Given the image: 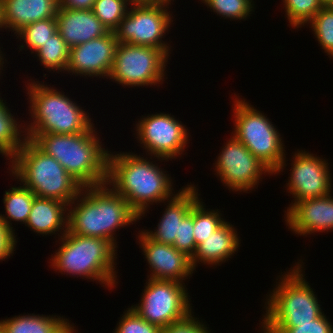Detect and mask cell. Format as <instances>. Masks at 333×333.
<instances>
[{"label": "cell", "instance_id": "cell-1", "mask_svg": "<svg viewBox=\"0 0 333 333\" xmlns=\"http://www.w3.org/2000/svg\"><path fill=\"white\" fill-rule=\"evenodd\" d=\"M107 186L106 183L82 187L75 199L78 203L68 209L67 231L75 235L109 240L116 246L113 236L115 229L133 224L140 216L124 197Z\"/></svg>", "mask_w": 333, "mask_h": 333}, {"label": "cell", "instance_id": "cell-2", "mask_svg": "<svg viewBox=\"0 0 333 333\" xmlns=\"http://www.w3.org/2000/svg\"><path fill=\"white\" fill-rule=\"evenodd\" d=\"M92 127L75 134L26 135L45 154L56 159L82 187L106 184L108 150Z\"/></svg>", "mask_w": 333, "mask_h": 333}, {"label": "cell", "instance_id": "cell-3", "mask_svg": "<svg viewBox=\"0 0 333 333\" xmlns=\"http://www.w3.org/2000/svg\"><path fill=\"white\" fill-rule=\"evenodd\" d=\"M169 175L144 157L130 153L108 154L107 185L126 199L140 216L153 202L172 198ZM112 183V184H111Z\"/></svg>", "mask_w": 333, "mask_h": 333}, {"label": "cell", "instance_id": "cell-4", "mask_svg": "<svg viewBox=\"0 0 333 333\" xmlns=\"http://www.w3.org/2000/svg\"><path fill=\"white\" fill-rule=\"evenodd\" d=\"M11 171L36 197L55 199L72 207L82 186L52 156L45 154L31 140L11 158Z\"/></svg>", "mask_w": 333, "mask_h": 333}, {"label": "cell", "instance_id": "cell-5", "mask_svg": "<svg viewBox=\"0 0 333 333\" xmlns=\"http://www.w3.org/2000/svg\"><path fill=\"white\" fill-rule=\"evenodd\" d=\"M51 265L61 273L97 280L108 287L116 285L115 246L111 241L66 232ZM115 284V285H114Z\"/></svg>", "mask_w": 333, "mask_h": 333}, {"label": "cell", "instance_id": "cell-6", "mask_svg": "<svg viewBox=\"0 0 333 333\" xmlns=\"http://www.w3.org/2000/svg\"><path fill=\"white\" fill-rule=\"evenodd\" d=\"M30 113L33 122L23 135L75 134L89 131L93 126L89 115L67 96L39 81L28 87Z\"/></svg>", "mask_w": 333, "mask_h": 333}, {"label": "cell", "instance_id": "cell-7", "mask_svg": "<svg viewBox=\"0 0 333 333\" xmlns=\"http://www.w3.org/2000/svg\"><path fill=\"white\" fill-rule=\"evenodd\" d=\"M302 265L285 273L267 300L262 328H292L311 323L323 312L317 296L303 278ZM301 269V270H300ZM264 324V325H263Z\"/></svg>", "mask_w": 333, "mask_h": 333}, {"label": "cell", "instance_id": "cell-8", "mask_svg": "<svg viewBox=\"0 0 333 333\" xmlns=\"http://www.w3.org/2000/svg\"><path fill=\"white\" fill-rule=\"evenodd\" d=\"M238 99V100H237ZM234 100L235 131L232 136L239 140L271 172L283 171L285 149L281 135L272 122L246 100Z\"/></svg>", "mask_w": 333, "mask_h": 333}, {"label": "cell", "instance_id": "cell-9", "mask_svg": "<svg viewBox=\"0 0 333 333\" xmlns=\"http://www.w3.org/2000/svg\"><path fill=\"white\" fill-rule=\"evenodd\" d=\"M168 56L154 47L118 43L109 77L124 86L160 84Z\"/></svg>", "mask_w": 333, "mask_h": 333}, {"label": "cell", "instance_id": "cell-10", "mask_svg": "<svg viewBox=\"0 0 333 333\" xmlns=\"http://www.w3.org/2000/svg\"><path fill=\"white\" fill-rule=\"evenodd\" d=\"M167 6L163 3H131L133 8L113 31L117 42L154 47L168 55L169 46L161 40L173 21Z\"/></svg>", "mask_w": 333, "mask_h": 333}, {"label": "cell", "instance_id": "cell-11", "mask_svg": "<svg viewBox=\"0 0 333 333\" xmlns=\"http://www.w3.org/2000/svg\"><path fill=\"white\" fill-rule=\"evenodd\" d=\"M178 281L148 279L140 305L131 306L145 321L160 329L191 313L187 288ZM189 299V300H188Z\"/></svg>", "mask_w": 333, "mask_h": 333}, {"label": "cell", "instance_id": "cell-12", "mask_svg": "<svg viewBox=\"0 0 333 333\" xmlns=\"http://www.w3.org/2000/svg\"><path fill=\"white\" fill-rule=\"evenodd\" d=\"M215 163V171L220 180L230 190H252L259 182L262 174L272 172L239 140L231 137Z\"/></svg>", "mask_w": 333, "mask_h": 333}, {"label": "cell", "instance_id": "cell-13", "mask_svg": "<svg viewBox=\"0 0 333 333\" xmlns=\"http://www.w3.org/2000/svg\"><path fill=\"white\" fill-rule=\"evenodd\" d=\"M136 131L143 148L150 152L148 154L161 160L181 155L189 137L181 121L179 123L174 116L164 113L142 117Z\"/></svg>", "mask_w": 333, "mask_h": 333}, {"label": "cell", "instance_id": "cell-14", "mask_svg": "<svg viewBox=\"0 0 333 333\" xmlns=\"http://www.w3.org/2000/svg\"><path fill=\"white\" fill-rule=\"evenodd\" d=\"M289 193L294 195L295 202L309 198L323 197L331 192V179L328 163L320 157L298 151L294 154Z\"/></svg>", "mask_w": 333, "mask_h": 333}, {"label": "cell", "instance_id": "cell-15", "mask_svg": "<svg viewBox=\"0 0 333 333\" xmlns=\"http://www.w3.org/2000/svg\"><path fill=\"white\" fill-rule=\"evenodd\" d=\"M118 42L113 31L70 48L65 71L84 76H109Z\"/></svg>", "mask_w": 333, "mask_h": 333}, {"label": "cell", "instance_id": "cell-16", "mask_svg": "<svg viewBox=\"0 0 333 333\" xmlns=\"http://www.w3.org/2000/svg\"><path fill=\"white\" fill-rule=\"evenodd\" d=\"M139 243L145 258L151 266V279L173 280L182 283L185 277L193 273L191 257L172 245L159 243L151 239L145 231L139 233Z\"/></svg>", "mask_w": 333, "mask_h": 333}, {"label": "cell", "instance_id": "cell-17", "mask_svg": "<svg viewBox=\"0 0 333 333\" xmlns=\"http://www.w3.org/2000/svg\"><path fill=\"white\" fill-rule=\"evenodd\" d=\"M287 226L295 234L333 230V198L331 194L292 202L286 213Z\"/></svg>", "mask_w": 333, "mask_h": 333}, {"label": "cell", "instance_id": "cell-18", "mask_svg": "<svg viewBox=\"0 0 333 333\" xmlns=\"http://www.w3.org/2000/svg\"><path fill=\"white\" fill-rule=\"evenodd\" d=\"M57 31L71 48L109 32L92 10L58 8Z\"/></svg>", "mask_w": 333, "mask_h": 333}, {"label": "cell", "instance_id": "cell-19", "mask_svg": "<svg viewBox=\"0 0 333 333\" xmlns=\"http://www.w3.org/2000/svg\"><path fill=\"white\" fill-rule=\"evenodd\" d=\"M199 200L198 192L194 185H187L174 195L157 225L155 232L145 231L154 241L167 245H174L179 240L180 221L191 211L192 206Z\"/></svg>", "mask_w": 333, "mask_h": 333}, {"label": "cell", "instance_id": "cell-20", "mask_svg": "<svg viewBox=\"0 0 333 333\" xmlns=\"http://www.w3.org/2000/svg\"><path fill=\"white\" fill-rule=\"evenodd\" d=\"M237 232L229 222H224L213 234L197 245L196 251L191 257L193 269L199 262L210 265L229 260L239 247Z\"/></svg>", "mask_w": 333, "mask_h": 333}, {"label": "cell", "instance_id": "cell-21", "mask_svg": "<svg viewBox=\"0 0 333 333\" xmlns=\"http://www.w3.org/2000/svg\"><path fill=\"white\" fill-rule=\"evenodd\" d=\"M5 29L16 34L24 26L48 18H56L58 0H2Z\"/></svg>", "mask_w": 333, "mask_h": 333}, {"label": "cell", "instance_id": "cell-22", "mask_svg": "<svg viewBox=\"0 0 333 333\" xmlns=\"http://www.w3.org/2000/svg\"><path fill=\"white\" fill-rule=\"evenodd\" d=\"M67 206L55 199L35 197L25 226L43 235L54 234L61 229L63 236L67 232L68 216H64Z\"/></svg>", "mask_w": 333, "mask_h": 333}, {"label": "cell", "instance_id": "cell-23", "mask_svg": "<svg viewBox=\"0 0 333 333\" xmlns=\"http://www.w3.org/2000/svg\"><path fill=\"white\" fill-rule=\"evenodd\" d=\"M67 321L62 317L28 314L0 322L5 333H57Z\"/></svg>", "mask_w": 333, "mask_h": 333}, {"label": "cell", "instance_id": "cell-24", "mask_svg": "<svg viewBox=\"0 0 333 333\" xmlns=\"http://www.w3.org/2000/svg\"><path fill=\"white\" fill-rule=\"evenodd\" d=\"M9 190L5 192L3 199L7 217L0 214V219L14 233L13 227L10 225L11 220L26 224L36 195L23 185L12 187ZM8 218L10 221L7 220Z\"/></svg>", "mask_w": 333, "mask_h": 333}, {"label": "cell", "instance_id": "cell-25", "mask_svg": "<svg viewBox=\"0 0 333 333\" xmlns=\"http://www.w3.org/2000/svg\"><path fill=\"white\" fill-rule=\"evenodd\" d=\"M0 98V153L9 159L24 145L27 137L21 140L20 125ZM18 126V127H17ZM20 132V133H19ZM20 136V137H19Z\"/></svg>", "mask_w": 333, "mask_h": 333}, {"label": "cell", "instance_id": "cell-26", "mask_svg": "<svg viewBox=\"0 0 333 333\" xmlns=\"http://www.w3.org/2000/svg\"><path fill=\"white\" fill-rule=\"evenodd\" d=\"M70 47L57 31L50 39L40 47L36 54L44 68L50 70H66L69 61Z\"/></svg>", "mask_w": 333, "mask_h": 333}, {"label": "cell", "instance_id": "cell-27", "mask_svg": "<svg viewBox=\"0 0 333 333\" xmlns=\"http://www.w3.org/2000/svg\"><path fill=\"white\" fill-rule=\"evenodd\" d=\"M56 32V18H48L24 26L16 33V36L18 34L17 37L20 36V38L26 43L27 47H30L32 53H34L33 50L36 52Z\"/></svg>", "mask_w": 333, "mask_h": 333}, {"label": "cell", "instance_id": "cell-28", "mask_svg": "<svg viewBox=\"0 0 333 333\" xmlns=\"http://www.w3.org/2000/svg\"><path fill=\"white\" fill-rule=\"evenodd\" d=\"M127 2L133 3L131 0H95L92 12L109 31H114L128 12Z\"/></svg>", "mask_w": 333, "mask_h": 333}, {"label": "cell", "instance_id": "cell-29", "mask_svg": "<svg viewBox=\"0 0 333 333\" xmlns=\"http://www.w3.org/2000/svg\"><path fill=\"white\" fill-rule=\"evenodd\" d=\"M202 201L194 204V228L193 234L196 246L208 238L210 234L220 227L225 221L219 215V211H206Z\"/></svg>", "mask_w": 333, "mask_h": 333}, {"label": "cell", "instance_id": "cell-30", "mask_svg": "<svg viewBox=\"0 0 333 333\" xmlns=\"http://www.w3.org/2000/svg\"><path fill=\"white\" fill-rule=\"evenodd\" d=\"M308 23L324 52L333 57V7L323 6Z\"/></svg>", "mask_w": 333, "mask_h": 333}, {"label": "cell", "instance_id": "cell-31", "mask_svg": "<svg viewBox=\"0 0 333 333\" xmlns=\"http://www.w3.org/2000/svg\"><path fill=\"white\" fill-rule=\"evenodd\" d=\"M290 25L304 26L323 7L321 0H283Z\"/></svg>", "mask_w": 333, "mask_h": 333}, {"label": "cell", "instance_id": "cell-32", "mask_svg": "<svg viewBox=\"0 0 333 333\" xmlns=\"http://www.w3.org/2000/svg\"><path fill=\"white\" fill-rule=\"evenodd\" d=\"M217 15L236 20L246 19L252 12V0H202Z\"/></svg>", "mask_w": 333, "mask_h": 333}, {"label": "cell", "instance_id": "cell-33", "mask_svg": "<svg viewBox=\"0 0 333 333\" xmlns=\"http://www.w3.org/2000/svg\"><path fill=\"white\" fill-rule=\"evenodd\" d=\"M126 311L113 333H161L157 325L145 321L133 308Z\"/></svg>", "mask_w": 333, "mask_h": 333}, {"label": "cell", "instance_id": "cell-34", "mask_svg": "<svg viewBox=\"0 0 333 333\" xmlns=\"http://www.w3.org/2000/svg\"><path fill=\"white\" fill-rule=\"evenodd\" d=\"M194 228V205L190 213L180 221L179 240L174 241V247L189 257H192L196 251V243L193 234Z\"/></svg>", "mask_w": 333, "mask_h": 333}, {"label": "cell", "instance_id": "cell-35", "mask_svg": "<svg viewBox=\"0 0 333 333\" xmlns=\"http://www.w3.org/2000/svg\"><path fill=\"white\" fill-rule=\"evenodd\" d=\"M263 333H333V327L324 313L311 323L298 324L292 328H263Z\"/></svg>", "mask_w": 333, "mask_h": 333}, {"label": "cell", "instance_id": "cell-36", "mask_svg": "<svg viewBox=\"0 0 333 333\" xmlns=\"http://www.w3.org/2000/svg\"><path fill=\"white\" fill-rule=\"evenodd\" d=\"M161 333H210L206 325L202 324L197 318L192 317V312L184 319L171 323L161 328Z\"/></svg>", "mask_w": 333, "mask_h": 333}, {"label": "cell", "instance_id": "cell-37", "mask_svg": "<svg viewBox=\"0 0 333 333\" xmlns=\"http://www.w3.org/2000/svg\"><path fill=\"white\" fill-rule=\"evenodd\" d=\"M16 242L15 234L0 219V260L6 259L13 253Z\"/></svg>", "mask_w": 333, "mask_h": 333}, {"label": "cell", "instance_id": "cell-38", "mask_svg": "<svg viewBox=\"0 0 333 333\" xmlns=\"http://www.w3.org/2000/svg\"><path fill=\"white\" fill-rule=\"evenodd\" d=\"M95 0H58L59 8L92 10Z\"/></svg>", "mask_w": 333, "mask_h": 333}, {"label": "cell", "instance_id": "cell-39", "mask_svg": "<svg viewBox=\"0 0 333 333\" xmlns=\"http://www.w3.org/2000/svg\"><path fill=\"white\" fill-rule=\"evenodd\" d=\"M67 322L57 333H71L74 329V326Z\"/></svg>", "mask_w": 333, "mask_h": 333}, {"label": "cell", "instance_id": "cell-40", "mask_svg": "<svg viewBox=\"0 0 333 333\" xmlns=\"http://www.w3.org/2000/svg\"><path fill=\"white\" fill-rule=\"evenodd\" d=\"M3 27H5L4 6L2 4V0H0V28Z\"/></svg>", "mask_w": 333, "mask_h": 333}, {"label": "cell", "instance_id": "cell-41", "mask_svg": "<svg viewBox=\"0 0 333 333\" xmlns=\"http://www.w3.org/2000/svg\"><path fill=\"white\" fill-rule=\"evenodd\" d=\"M138 3H163V4H171V0H138Z\"/></svg>", "mask_w": 333, "mask_h": 333}, {"label": "cell", "instance_id": "cell-42", "mask_svg": "<svg viewBox=\"0 0 333 333\" xmlns=\"http://www.w3.org/2000/svg\"><path fill=\"white\" fill-rule=\"evenodd\" d=\"M323 6H331L333 7V0H321Z\"/></svg>", "mask_w": 333, "mask_h": 333}, {"label": "cell", "instance_id": "cell-43", "mask_svg": "<svg viewBox=\"0 0 333 333\" xmlns=\"http://www.w3.org/2000/svg\"><path fill=\"white\" fill-rule=\"evenodd\" d=\"M1 51V50H0ZM2 52H0V67L2 64H4V61H3V56L1 54ZM1 69V68H0Z\"/></svg>", "mask_w": 333, "mask_h": 333}, {"label": "cell", "instance_id": "cell-44", "mask_svg": "<svg viewBox=\"0 0 333 333\" xmlns=\"http://www.w3.org/2000/svg\"><path fill=\"white\" fill-rule=\"evenodd\" d=\"M0 333H5V331H4L3 327H2L1 322H0Z\"/></svg>", "mask_w": 333, "mask_h": 333}]
</instances>
